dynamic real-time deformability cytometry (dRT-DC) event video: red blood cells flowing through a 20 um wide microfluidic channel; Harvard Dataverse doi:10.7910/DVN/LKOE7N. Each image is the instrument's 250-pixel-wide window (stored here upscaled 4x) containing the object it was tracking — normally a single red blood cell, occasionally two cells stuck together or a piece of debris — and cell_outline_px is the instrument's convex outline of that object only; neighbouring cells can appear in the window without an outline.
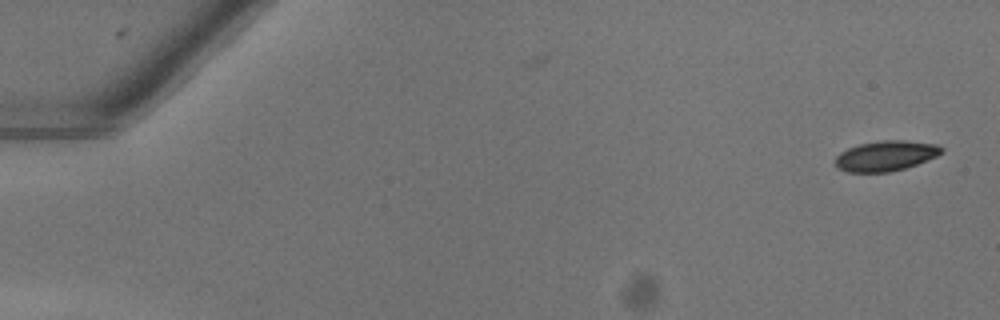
{"species": "common noctule bat (a hibernating species)", "species_latin": "Nyctalus noctula", "temperature_condition": "warm", "stored_images_in_passage": 51, "camera_frame_rate_fps": 3000, "um_per_image_px": 0.085, "animal": {"sex": "female"}, "frame": {"image": 1, "passage_image": 1, "time_ms": 0.0, "image_size_px": [1000, 320], "cell_outline_px": [[944, 152], [936, 156], [916, 164], [904, 168], [888, 172], [848, 172], [836, 168], [836, 156], [840, 152], [848, 148], [860, 144], [884, 140], [904, 140], [936, 144], [944, 148]], "centroid_in_image_um": [75.29, 13.24], "position_along_channel_um": 9.7, "area_um2": 18.61}}
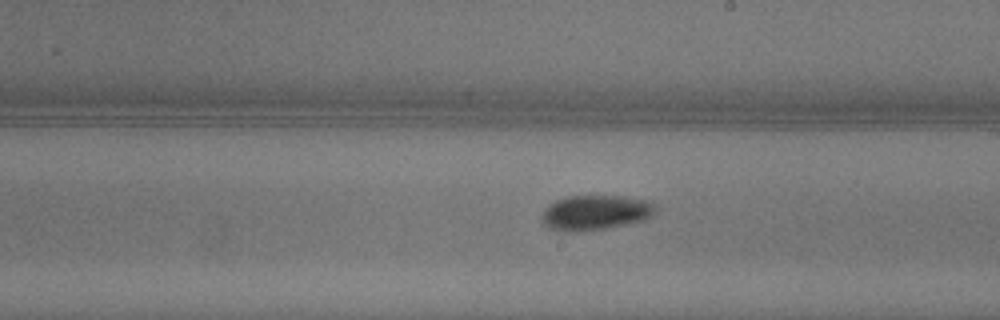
{"frame": {"image": 2, "passage_image": 30, "time_ms": 9.667, "image_size_px": [1000, 320], "cell_outline_px": [[656, 208], [652, 216], [644, 220], [604, 228], [568, 232], [552, 228], [544, 224], [540, 220], [540, 216], [544, 208], [548, 204], [556, 200], [568, 196], [620, 196], [652, 200], [656, 204]], "centroid_in_image_um": [50.61, 18.04], "position_along_channel_um": 238.4, "area_um2": 23.18}}
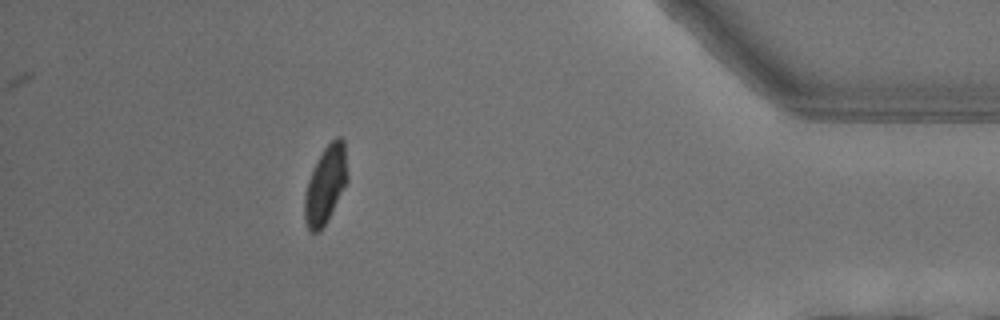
{"frame": {"image": 3, "passage_image": 46, "time_ms": 15.0, "image_size_px": [1000, 320], "cell_outline_px": [[348, 180], [324, 224], [316, 232], [308, 232], [304, 220], [304, 196], [308, 180], [324, 148], [336, 136], [340, 136], [344, 140], [348, 176]], "centroid_in_image_um": [27.66, 15.68], "position_along_channel_um": 407.5, "area_um2": 18.96}, "authors_computed_cell_mechanics": {"area_um2": 20.1722, "velocity_mm_per_s": 4.053, "shape_relaxation_time_tau1_ms": 3.5418, "shape_relaxation_time_tau2_ms": 8.8061, "deformation_change_tau1": 0.1171, "deformation_change_tau2": 0.1132}}